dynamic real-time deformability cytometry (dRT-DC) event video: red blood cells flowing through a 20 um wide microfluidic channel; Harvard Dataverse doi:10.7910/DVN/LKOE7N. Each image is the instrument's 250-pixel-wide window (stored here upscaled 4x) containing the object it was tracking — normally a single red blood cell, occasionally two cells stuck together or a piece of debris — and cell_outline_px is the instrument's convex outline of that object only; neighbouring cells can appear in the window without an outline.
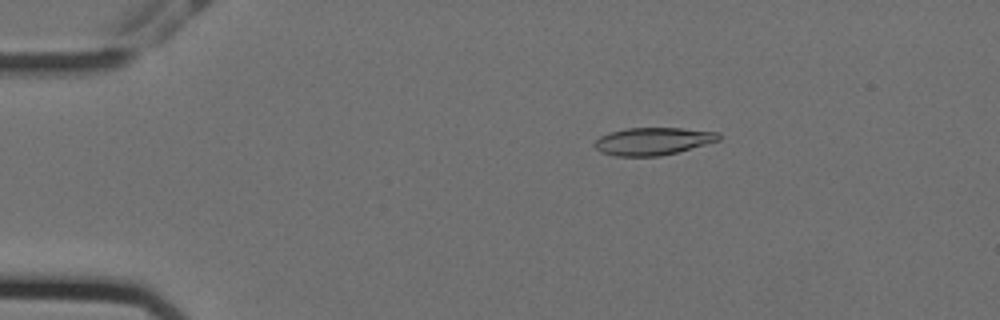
{"species": "Egyptian fruit bat (a non-hibernating species)", "species_latin": "Rousettus aegyptiacus", "temperature_condition": "cold", "stored_images_in_passage": 56, "camera_frame_rate_fps": 3000, "um_per_image_px": 0.085, "animal": {"sex": "female"}, "frame": {"image": 1, "passage_image": 10, "time_ms": 3.0, "image_size_px": [1000, 320], "cell_outline_px": [[720, 140], [676, 152], [660, 156], [616, 156], [600, 152], [596, 148], [596, 140], [600, 136], [612, 132], [628, 128], [680, 128], [720, 132]], "centroid_in_image_um": [55.52, 12.0], "position_along_channel_um": 29.5, "area_um2": 19.65}}
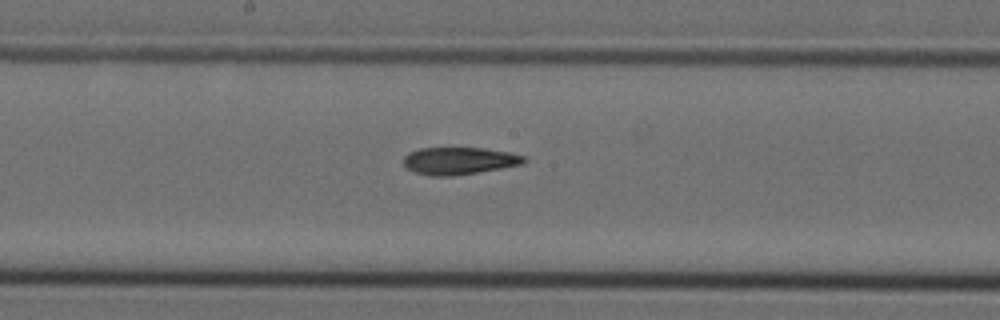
{"frame": {"image": 2, "passage_image": 30, "time_ms": 9.667, "image_size_px": [1000, 320], "cell_outline_px": [[528, 160], [524, 164], [452, 176], [428, 176], [416, 172], [408, 168], [404, 164], [404, 156], [408, 152], [420, 148], [484, 148], [508, 152], [524, 156]], "centroid_in_image_um": [39.03, 13.66], "position_along_channel_um": 209.2, "area_um2": 19.07}}
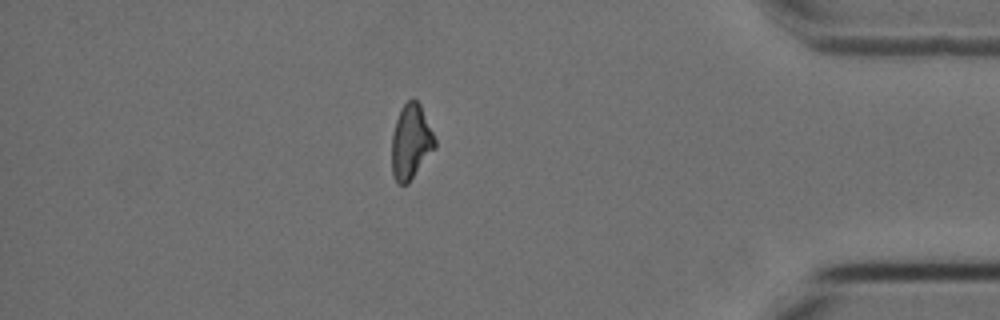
{"frame": {"image": 3, "passage_image": 49, "time_ms": 16.0, "image_size_px": [1000, 320], "cell_outline_px": [[436, 148], [408, 184], [396, 184], [392, 172], [392, 136], [396, 120], [400, 108], [412, 96], [420, 104], [436, 140]], "centroid_in_image_um": [34.93, 12.07], "position_along_channel_um": 400.3, "area_um2": 18.96}, "authors_computed_cell_mechanics": {"area_um2": 19.7098, "velocity_mm_per_s": 3.5651, "shape_relaxation_time_tau1_ms": 10.257, "shape_relaxation_time_tau2_ms": 9.2383, "deformation_change_tau1": 0.2302, "deformation_change_tau2": 0.1603}}